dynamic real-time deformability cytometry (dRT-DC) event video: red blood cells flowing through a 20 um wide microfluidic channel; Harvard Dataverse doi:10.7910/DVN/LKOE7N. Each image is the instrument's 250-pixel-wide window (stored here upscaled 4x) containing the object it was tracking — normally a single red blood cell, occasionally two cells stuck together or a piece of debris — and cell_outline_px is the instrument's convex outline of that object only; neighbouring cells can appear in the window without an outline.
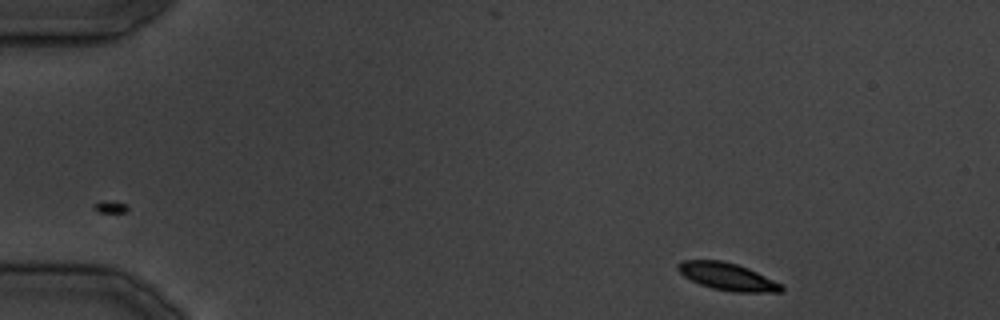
{"species": "common noctule bat (a hibernating species)", "species_latin": "Nyctalus noctula", "temperature_condition": "cold", "stored_images_in_passage": 10, "camera_frame_rate_fps": 3000, "um_per_image_px": 0.085, "animal": {"sex": "male", "body_mass_g": 19.5, "forearm_length_mm": 54.6}, "frame": {"image": 1, "passage_image": 1, "time_ms": 0.0, "image_size_px": [1000, 320], "cell_outline_px": [[784, 288], [780, 292], [732, 292], [712, 288], [700, 284], [684, 276], [676, 268], [676, 264], [680, 260], [720, 260], [736, 264], [748, 268], [784, 284]], "centroid_in_image_um": [61.84, 23.51], "position_along_channel_um": 23.2, "area_um2": 16.59}}
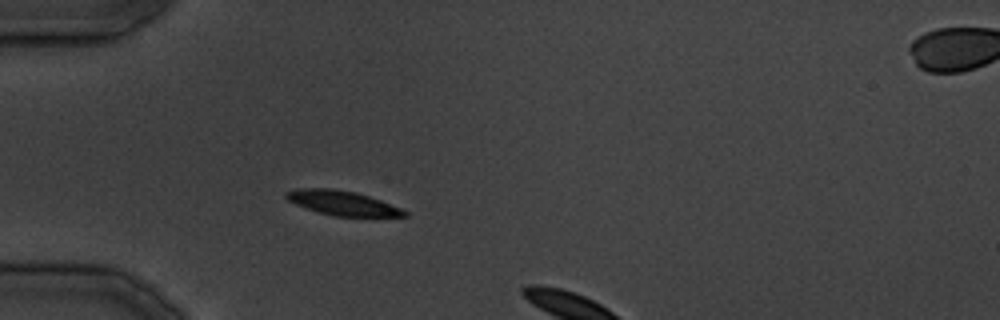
{"frame": {"image": 2, "passage_image": 7, "time_ms": 7.667, "image_size_px": [1000, 320], "cell_outline_px": [[408, 216], [336, 216], [320, 212], [296, 204], [288, 200], [284, 196], [284, 192], [300, 188], [332, 188], [356, 192], [380, 200], [400, 208], [408, 212]], "centroid_in_image_um": [29.09, 17.24], "position_along_channel_um": 55.9, "area_um2": 16.59}}